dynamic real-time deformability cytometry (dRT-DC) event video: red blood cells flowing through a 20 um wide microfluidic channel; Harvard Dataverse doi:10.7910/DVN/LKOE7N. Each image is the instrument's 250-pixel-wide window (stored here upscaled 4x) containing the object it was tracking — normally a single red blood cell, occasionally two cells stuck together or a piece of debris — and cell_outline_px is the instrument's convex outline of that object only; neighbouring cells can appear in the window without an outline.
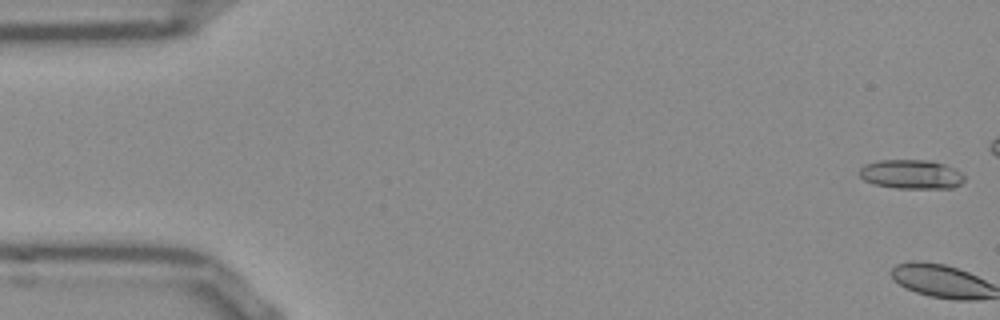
{"species": "Egyptian fruit bat (a non-hibernating species)", "species_latin": "Rousettus aegyptiacus", "temperature_condition": "room temperature", "stored_images_in_passage": 3, "camera_frame_rate_fps": 3000, "um_per_image_px": 0.085, "frame": {"image": 1, "passage_image": 1, "time_ms": 0.0, "image_size_px": [1000, 320], "cell_outline_px": [[964, 180], [960, 184], [952, 188], [896, 188], [872, 184], [864, 180], [860, 176], [860, 168], [864, 164], [876, 160], [928, 160], [944, 164], [956, 168], [964, 176]], "centroid_in_image_um": [77.44, 14.81], "position_along_channel_um": 7.6, "area_um2": 17.98}}